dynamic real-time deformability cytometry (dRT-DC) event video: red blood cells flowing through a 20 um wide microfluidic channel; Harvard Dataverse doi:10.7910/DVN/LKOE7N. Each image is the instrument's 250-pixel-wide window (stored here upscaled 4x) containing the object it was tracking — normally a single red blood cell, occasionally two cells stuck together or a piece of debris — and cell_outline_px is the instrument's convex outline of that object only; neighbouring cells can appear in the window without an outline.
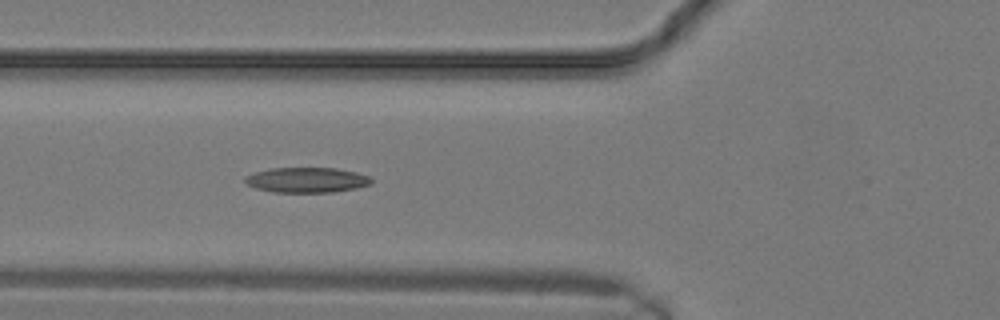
{"species": "common noctule bat (a hibernating species)", "species_latin": "Nyctalus noctula", "temperature_condition": "warm", "stored_images_in_passage": 9, "camera_frame_rate_fps": 3000, "um_per_image_px": 0.085, "animal": {"sex": "male", "body_mass_g": 19.2, "forearm_length_mm": 51.8}, "frame": {"image": 1, "passage_image": 9, "time_ms": 2.667, "image_size_px": [1000, 320], "cell_outline_px": [[372, 184], [356, 188], [332, 192], [272, 192], [256, 188], [248, 184], [244, 180], [244, 176], [256, 172], [272, 168], [336, 168], [356, 172], [368, 176], [372, 180]], "centroid_in_image_um": [26.08, 15.3], "position_along_channel_um": 99.7, "area_um2": 18.44}}